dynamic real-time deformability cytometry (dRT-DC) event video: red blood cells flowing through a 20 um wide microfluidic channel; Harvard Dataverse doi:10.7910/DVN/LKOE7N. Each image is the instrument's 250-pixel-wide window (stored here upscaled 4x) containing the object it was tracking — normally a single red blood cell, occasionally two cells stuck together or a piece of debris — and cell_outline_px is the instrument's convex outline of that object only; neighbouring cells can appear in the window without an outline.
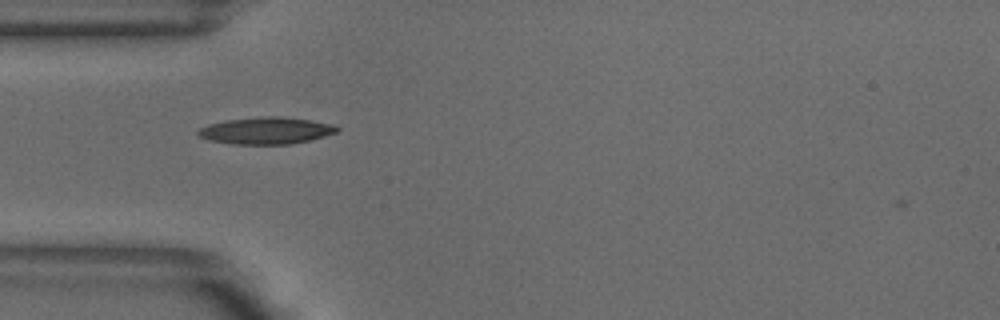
{"species": "common noctule bat (a hibernating species)", "species_latin": "Nyctalus noctula", "temperature_condition": "warm", "stored_images_in_passage": 39, "camera_frame_rate_fps": 3000, "um_per_image_px": 0.085, "animal": {"sex": "male", "body_mass_g": 18.8}, "frame": {"image": 1, "passage_image": 3, "time_ms": 0.667, "image_size_px": [1000, 320], "cell_outline_px": [[340, 128], [336, 132], [324, 136], [292, 144], [232, 144], [208, 140], [196, 136], [196, 132], [200, 128], [208, 124], [224, 120], [260, 116], [280, 116], [308, 120], [332, 124]], "centroid_in_image_um": [22.55, 11.1], "position_along_channel_um": 62.5, "area_um2": 21.85}}
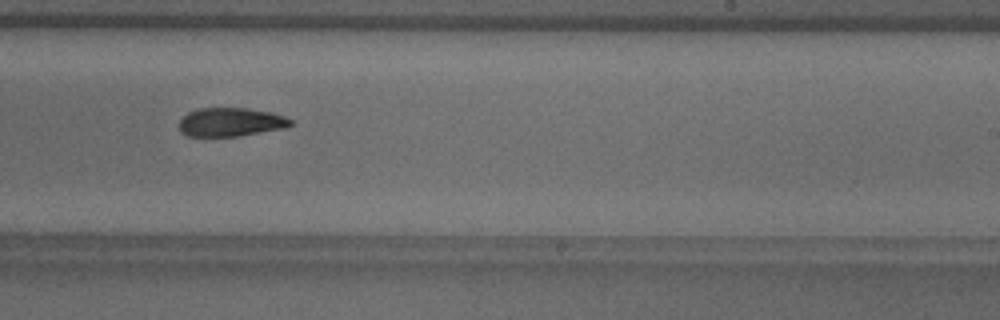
{"frame": {"image": 2, "passage_image": 19, "time_ms": 6.0, "image_size_px": [1000, 320], "cell_outline_px": [[292, 124], [288, 128], [240, 136], [188, 136], [180, 132], [180, 120], [188, 112], [200, 108], [248, 108], [272, 112], [284, 116], [292, 120]], "centroid_in_image_um": [19.65, 10.38], "position_along_channel_um": 269.3, "area_um2": 18.79}}
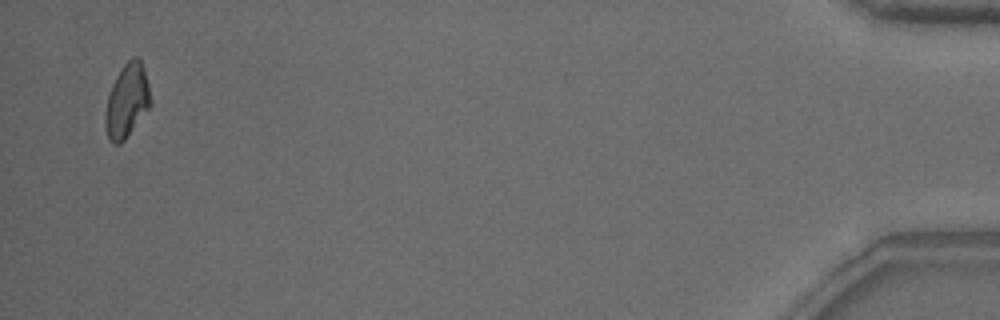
{"frame": {"image": 3, "passage_image": 38, "time_ms": 12.333, "image_size_px": [1000, 320], "cell_outline_px": [[152, 104], [124, 140], [120, 144], [112, 144], [108, 136], [104, 124], [104, 116], [108, 96], [112, 84], [116, 76], [124, 64], [132, 56], [136, 56], [140, 60], [144, 68], [152, 100]], "centroid_in_image_um": [10.79, 8.56], "position_along_channel_um": 424.4, "area_um2": 19.42}, "authors_computed_cell_mechanics": {"area_um2": 19.5364, "velocity_mm_per_s": 3.8781, "shape_relaxation_time_tau1_ms": 4.5183, "shape_relaxation_time_tau2_ms": 6.8232, "deformation_change_tau1": 0.1508, "deformation_change_tau2": 0.1459}}